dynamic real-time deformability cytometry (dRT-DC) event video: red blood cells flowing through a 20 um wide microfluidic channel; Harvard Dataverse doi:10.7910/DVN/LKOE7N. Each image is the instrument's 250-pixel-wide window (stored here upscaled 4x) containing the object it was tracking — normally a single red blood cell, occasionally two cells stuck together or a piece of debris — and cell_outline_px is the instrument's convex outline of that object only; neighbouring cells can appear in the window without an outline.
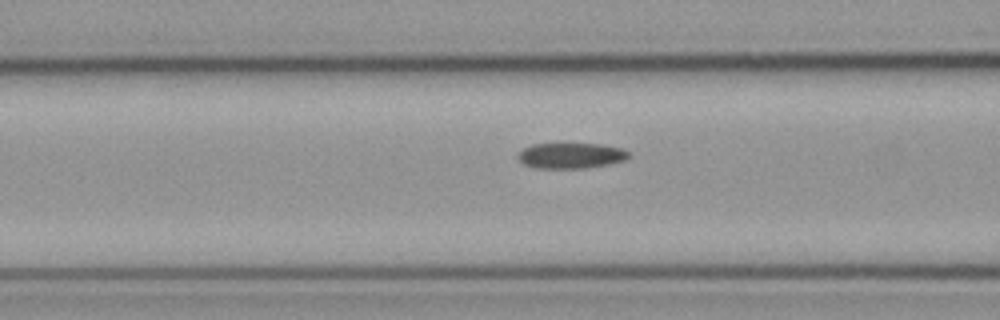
{"species": "common noctule bat (a hibernating species)", "species_latin": "Nyctalus noctula", "temperature_condition": "cold", "stored_images_in_passage": 12, "camera_frame_rate_fps": 3000, "um_per_image_px": 0.085, "animal": {"sex": "male", "body_mass_g": 23.1, "forearm_length_mm": 52.7}, "frame": {"image": 1, "passage_image": 7, "time_ms": 2.0, "image_size_px": [1000, 320], "cell_outline_px": [[632, 156], [624, 160], [608, 164], [584, 168], [536, 168], [524, 164], [516, 156], [524, 148], [532, 144], [600, 144], [624, 148]], "centroid_in_image_um": [48.55, 13.22], "position_along_channel_um": 118.0, "area_um2": 16.47}}
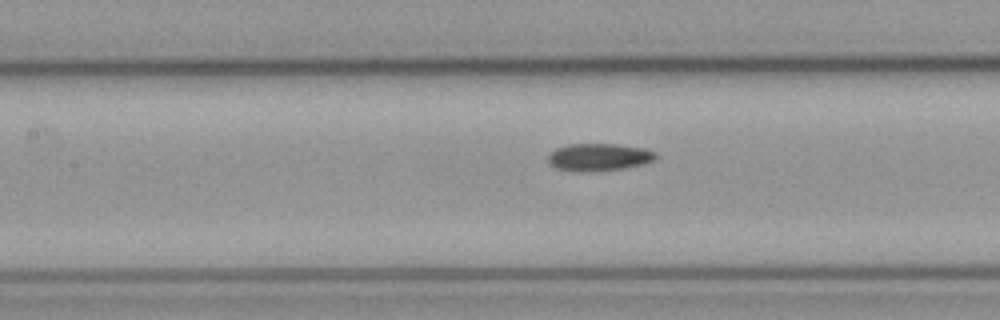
{"frame": {"image": 2, "passage_image": 10, "time_ms": 3.0, "image_size_px": [1000, 320], "cell_outline_px": [[656, 160], [644, 164], [624, 168], [576, 172], [556, 168], [548, 160], [548, 156], [556, 148], [568, 144], [620, 144], [644, 148], [656, 152]], "centroid_in_image_um": [50.94, 13.34], "position_along_channel_um": 156.5, "area_um2": 17.17}}